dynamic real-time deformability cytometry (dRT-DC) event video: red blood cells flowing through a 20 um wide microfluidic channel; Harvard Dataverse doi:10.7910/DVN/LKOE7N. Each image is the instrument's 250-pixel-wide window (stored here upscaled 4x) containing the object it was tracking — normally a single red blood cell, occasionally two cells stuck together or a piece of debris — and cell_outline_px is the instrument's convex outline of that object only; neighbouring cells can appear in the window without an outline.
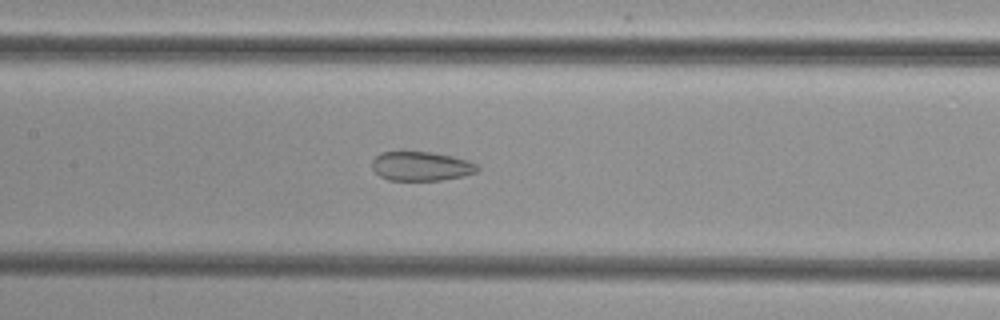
{"species": "common noctule bat (a hibernating species)", "species_latin": "Nyctalus noctula", "temperature_condition": "cold", "stored_images_in_passage": 47, "camera_frame_rate_fps": 3000, "um_per_image_px": 0.085, "animal": {"sex": "female", "body_mass_g": 29.2, "forearm_length_mm": 56.3}, "frame": {"image": 1, "passage_image": 25, "time_ms": 8.0, "image_size_px": [1000, 320], "cell_outline_px": [[480, 168], [476, 172], [464, 176], [440, 180], [388, 180], [380, 176], [372, 168], [372, 160], [380, 152], [432, 152], [452, 156], [468, 160], [476, 164]], "centroid_in_image_um": [35.8, 14.13], "position_along_channel_um": 171.6, "area_um2": 17.92}}
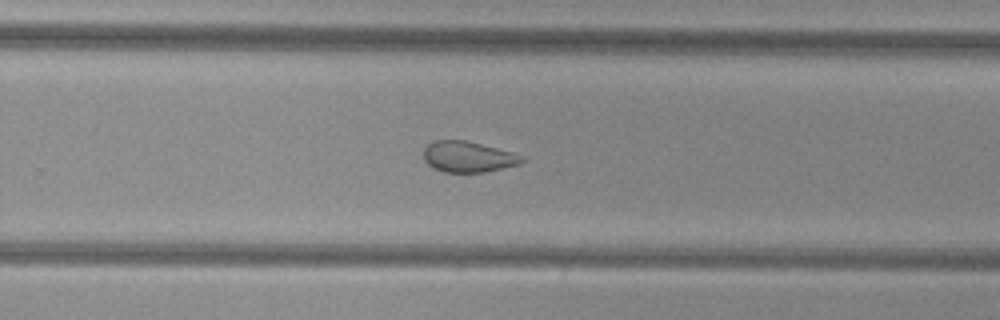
{"frame": {"image": 2, "passage_image": 34, "time_ms": 11.0, "image_size_px": [1000, 320], "cell_outline_px": [[524, 160], [520, 164], [484, 172], [444, 172], [432, 168], [424, 160], [424, 148], [428, 144], [436, 140], [464, 140], [512, 152], [524, 156]], "centroid_in_image_um": [39.77, 13.33], "position_along_channel_um": 290.0, "area_um2": 17.57}}
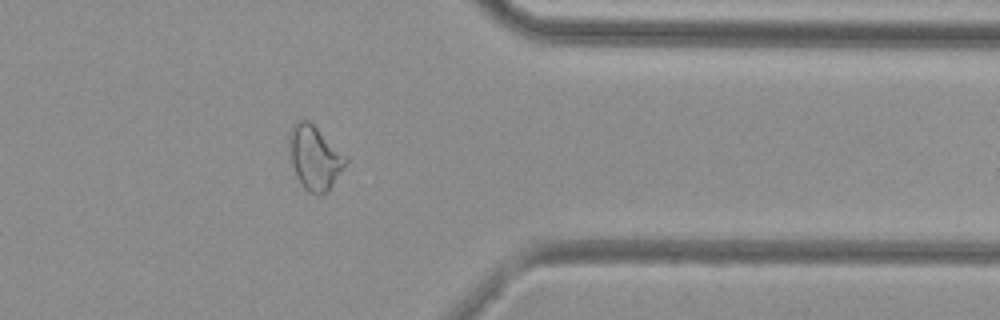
{"frame": {"image": 3, "passage_image": 42, "time_ms": 13.667, "image_size_px": [1000, 320], "cell_outline_px": [[348, 160], [344, 168], [328, 192], [320, 196], [316, 196], [308, 192], [300, 184], [296, 176], [292, 164], [288, 144], [288, 132], [300, 120], [308, 120]], "centroid_in_image_um": [26.71, 13.47], "position_along_channel_um": 384.7, "area_um2": 20.75}}